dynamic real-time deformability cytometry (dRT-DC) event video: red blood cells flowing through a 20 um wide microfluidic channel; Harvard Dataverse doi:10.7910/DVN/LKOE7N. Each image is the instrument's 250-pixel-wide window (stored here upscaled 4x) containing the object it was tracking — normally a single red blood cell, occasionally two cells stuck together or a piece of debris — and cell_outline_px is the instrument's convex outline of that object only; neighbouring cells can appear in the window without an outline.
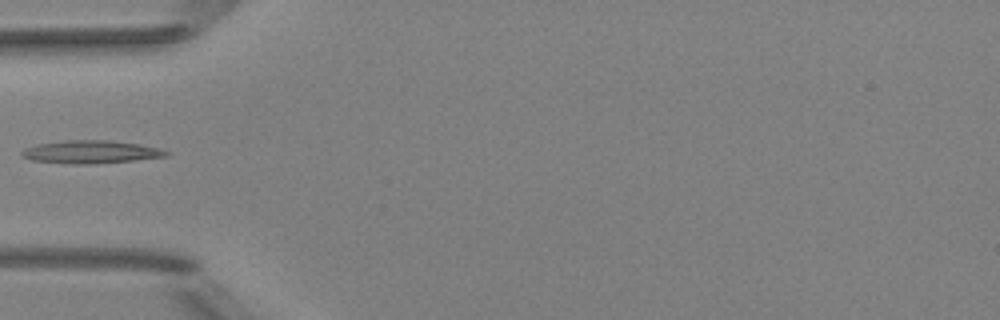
{"species": "Egyptian fruit bat (a non-hibernating species)", "species_latin": "Rousettus aegyptiacus", "temperature_condition": "room temperature", "stored_images_in_passage": 3, "camera_frame_rate_fps": 3000, "um_per_image_px": 0.085, "animal": {"sex": "female"}, "frame": {"image": 1, "passage_image": 1, "time_ms": 0.0, "image_size_px": [1000, 320], "cell_outline_px": [[172, 152], [168, 156], [132, 160], [92, 164], [72, 164], [32, 160], [20, 156], [20, 152], [24, 148], [36, 144], [64, 140], [104, 140], [140, 144], [160, 148]], "centroid_in_image_um": [7.7, 12.91], "position_along_channel_um": 77.3, "area_um2": 19.36}}
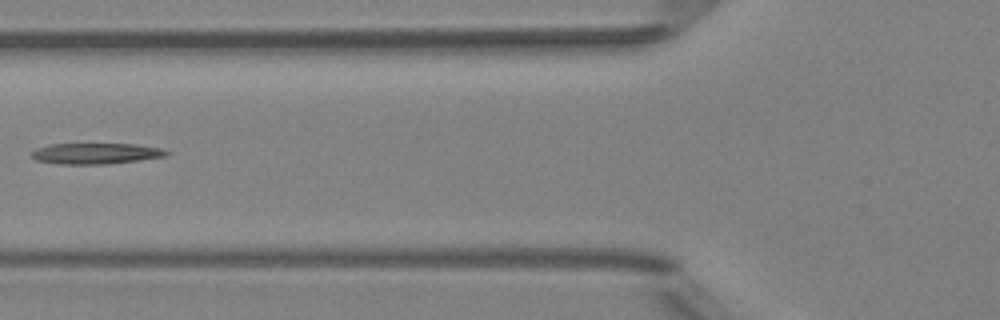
{"frame": {"image": 2, "passage_image": 2, "time_ms": 0.333, "image_size_px": [1000, 320], "cell_outline_px": [[168, 152], [164, 156], [108, 164], [60, 164], [36, 160], [32, 156], [32, 152], [36, 148], [48, 144], [136, 144], [160, 148]], "centroid_in_image_um": [8.08, 13.04], "position_along_channel_um": 117.7, "area_um2": 16.18}}
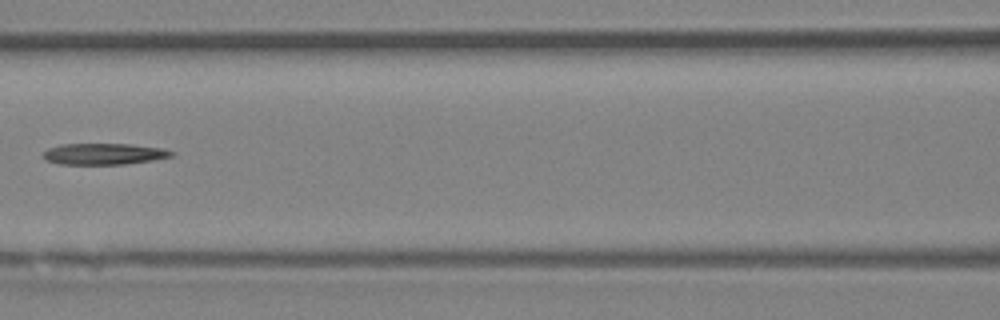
{"frame": {"image": 3, "passage_image": 3, "time_ms": 0.667, "image_size_px": [1000, 320], "cell_outline_px": [[176, 152], [172, 156], [152, 160], [124, 164], [60, 164], [44, 160], [40, 156], [48, 148], [60, 144], [132, 144], [164, 148]], "centroid_in_image_um": [8.81, 13.08], "position_along_channel_um": 157.8, "area_um2": 16.07}}